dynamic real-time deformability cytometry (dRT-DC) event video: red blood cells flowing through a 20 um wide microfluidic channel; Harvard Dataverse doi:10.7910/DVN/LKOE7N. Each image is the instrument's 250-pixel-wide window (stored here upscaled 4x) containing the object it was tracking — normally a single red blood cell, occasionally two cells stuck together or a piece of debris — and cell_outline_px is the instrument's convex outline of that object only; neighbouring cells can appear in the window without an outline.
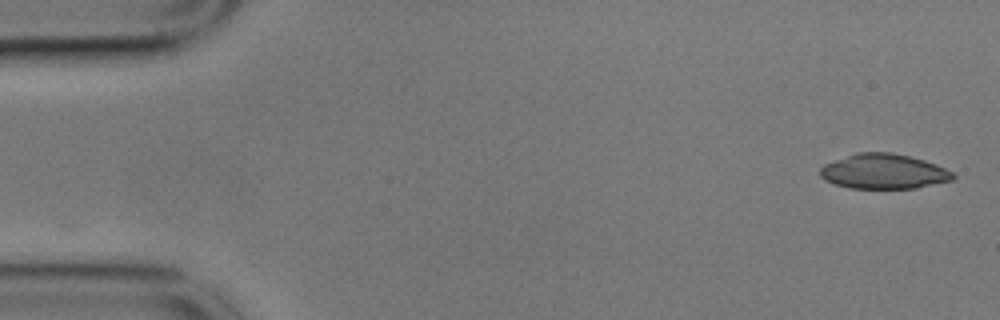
{"species": "common noctule bat (a hibernating species)", "species_latin": "Nyctalus noctula", "temperature_condition": "cold", "stored_images_in_passage": 12, "camera_frame_rate_fps": 3000, "um_per_image_px": 0.085, "animal": {"sex": "male", "body_mass_g": 17.9}, "frame": {"image": 1, "passage_image": 1, "time_ms": 0.0, "image_size_px": [1000, 320], "cell_outline_px": [[956, 176], [952, 180], [916, 188], [848, 188], [824, 180], [820, 176], [820, 168], [824, 164], [856, 152], [892, 152], [924, 160], [936, 164], [952, 172]], "centroid_in_image_um": [75.1, 14.57], "position_along_channel_um": 9.9, "area_um2": 26.99}}